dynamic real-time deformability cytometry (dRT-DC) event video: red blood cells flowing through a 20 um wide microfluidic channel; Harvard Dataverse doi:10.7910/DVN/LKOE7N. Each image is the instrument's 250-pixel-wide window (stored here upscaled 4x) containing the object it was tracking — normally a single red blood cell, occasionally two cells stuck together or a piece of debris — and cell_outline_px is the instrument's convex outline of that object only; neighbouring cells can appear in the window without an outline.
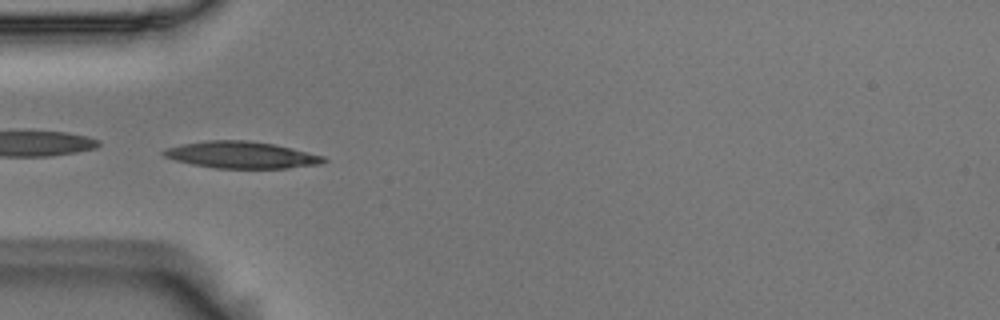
{"species": "Egyptian fruit bat (a non-hibernating species)", "species_latin": "Rousettus aegyptiacus", "temperature_condition": "room temperature", "stored_images_in_passage": 54, "camera_frame_rate_fps": 3000, "um_per_image_px": 0.085, "animal": {"sex": "male"}, "frame": {"image": 1, "passage_image": 16, "time_ms": 5.0, "image_size_px": [1000, 320], "cell_outline_px": [[328, 160], [320, 164], [288, 168], [216, 168], [192, 164], [176, 160], [164, 156], [160, 152], [168, 148], [184, 144], [208, 140], [248, 140], [276, 144], [324, 156]], "centroid_in_image_um": [20.56, 13.16], "position_along_channel_um": 64.4, "area_um2": 24.85}}
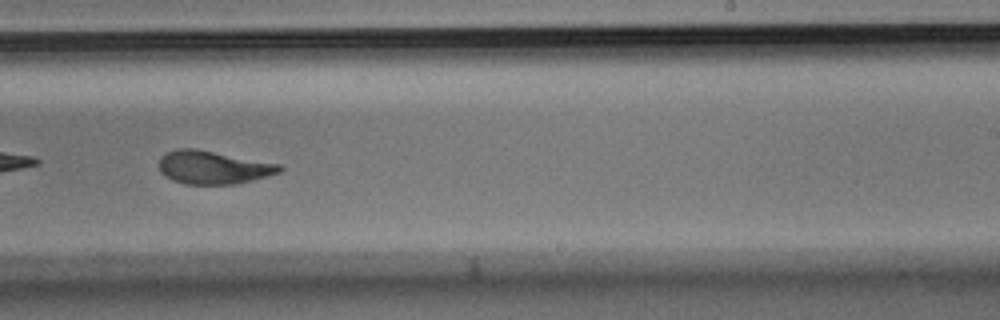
{"frame": {"image": 2, "passage_image": 33, "time_ms": 10.667, "image_size_px": [1000, 320], "cell_outline_px": [[284, 168], [280, 172], [252, 180], [236, 184], [184, 184], [172, 180], [164, 176], [160, 172], [160, 156], [176, 148], [196, 148], [280, 164]], "centroid_in_image_um": [18.1, 14.22], "position_along_channel_um": 270.9, "area_um2": 23.35}}
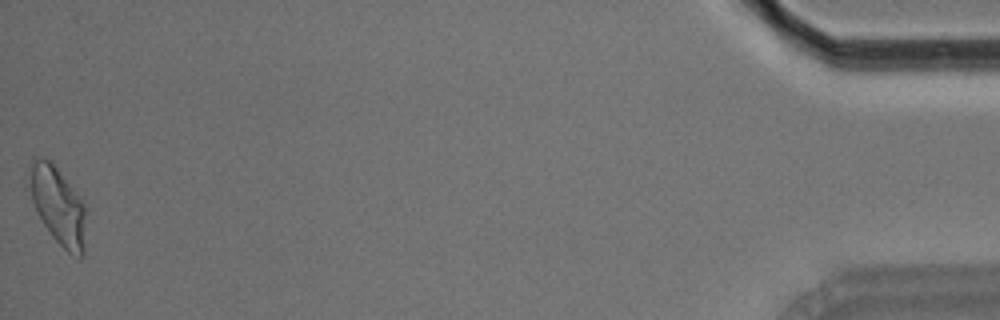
{"frame": {"image": 3, "passage_image": 54, "time_ms": 17.667, "image_size_px": [1000, 320], "cell_outline_px": [[88, 208], [84, 252], [80, 256], [68, 252], [52, 236], [36, 212], [32, 200], [32, 156], [40, 156], [48, 160], [56, 168], [80, 196]], "centroid_in_image_um": [5.01, 17.52], "position_along_channel_um": 430.2, "area_um2": 25.2}, "authors_computed_cell_mechanics": {"area_um2": 23.5535, "velocity_mm_per_s": 3.6431, "shape_relaxation_time_tau1_ms": 4.5897, "shape_relaxation_time_tau2_ms": 2.1522, "deformation_change_tau1": 0.189, "deformation_change_tau2": 0.0815}}